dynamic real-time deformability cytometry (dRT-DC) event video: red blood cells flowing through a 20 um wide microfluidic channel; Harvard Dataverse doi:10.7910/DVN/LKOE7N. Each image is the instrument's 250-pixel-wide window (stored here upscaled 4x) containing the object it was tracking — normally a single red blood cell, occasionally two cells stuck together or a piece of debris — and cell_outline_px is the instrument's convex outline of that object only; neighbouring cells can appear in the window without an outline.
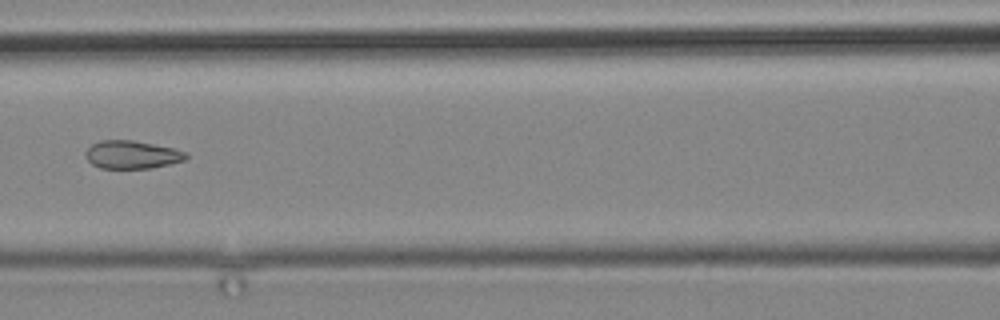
{"species": "common noctule bat (a hibernating species)", "species_latin": "Nyctalus noctula", "temperature_condition": "cold", "stored_images_in_passage": 8, "camera_frame_rate_fps": 3000, "um_per_image_px": 0.085, "animal": {"sex": "male", "body_mass_g": 19.2, "forearm_length_mm": 51.8}, "frame": {"image": 1, "passage_image": 8, "time_ms": 8.0, "image_size_px": [1000, 320], "cell_outline_px": [[188, 156], [184, 160], [152, 168], [100, 168], [92, 164], [84, 156], [84, 152], [92, 144], [100, 140], [132, 140], [176, 148], [188, 152]], "centroid_in_image_um": [11.22, 13.14], "position_along_channel_um": 155.4, "area_um2": 16.53}}